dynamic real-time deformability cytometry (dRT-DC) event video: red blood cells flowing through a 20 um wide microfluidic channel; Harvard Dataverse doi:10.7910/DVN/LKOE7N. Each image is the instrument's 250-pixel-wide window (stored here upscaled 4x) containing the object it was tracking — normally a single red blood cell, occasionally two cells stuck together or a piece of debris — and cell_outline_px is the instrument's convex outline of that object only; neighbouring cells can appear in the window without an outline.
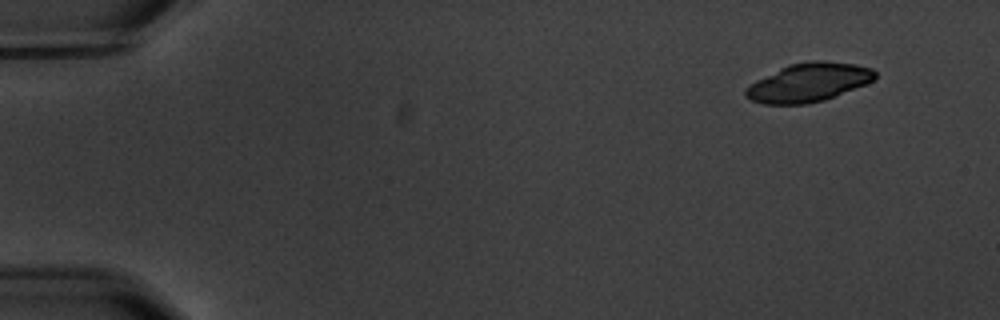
{"species": "common noctule bat (a hibernating species)", "species_latin": "Nyctalus noctula", "temperature_condition": "warm", "stored_images_in_passage": 10, "camera_frame_rate_fps": 3000, "um_per_image_px": 0.085, "animal": {"sex": "male", "body_mass_g": 20.1, "forearm_length_mm": 53.5}, "frame": {"image": 1, "passage_image": 1, "time_ms": 0.0, "image_size_px": [1000, 320], "cell_outline_px": [[876, 76], [872, 80], [864, 84], [836, 96], [824, 100], [808, 104], [764, 104], [752, 100], [744, 96], [744, 88], [756, 80], [788, 64], [812, 60], [820, 60], [856, 64], [872, 68], [876, 72]], "centroid_in_image_um": [68.7, 7.0], "position_along_channel_um": 16.3, "area_um2": 29.13}}